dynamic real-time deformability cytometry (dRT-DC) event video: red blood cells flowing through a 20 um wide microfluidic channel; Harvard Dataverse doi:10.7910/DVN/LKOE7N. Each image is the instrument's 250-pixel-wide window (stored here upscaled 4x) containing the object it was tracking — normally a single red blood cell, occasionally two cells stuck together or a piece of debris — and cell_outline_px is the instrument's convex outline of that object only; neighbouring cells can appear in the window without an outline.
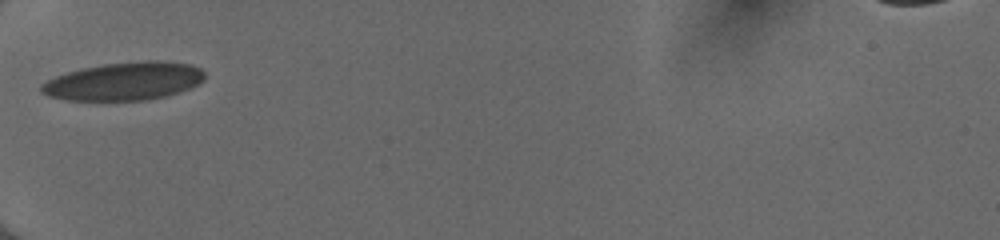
{"species": "human", "species_latin": "Homo sapiens", "temperature_condition": "cold", "stored_images_in_passage": 30, "camera_frame_rate_fps": 3000, "um_per_image_px": 0.085, "donor": {"sex": "female"}, "frame": {"image": 1, "passage_image": 1, "time_ms": 0.0, "image_size_px": [1000, 240], "cell_outline_px": [[204, 80], [188, 88], [164, 96], [144, 100], [68, 100], [48, 96], [40, 92], [40, 84], [56, 76], [80, 68], [104, 64], [140, 60], [164, 60], [192, 64], [200, 68], [204, 72]], "centroid_in_image_um": [10.53, 6.88], "position_along_channel_um": 74.5, "area_um2": 36.24}}
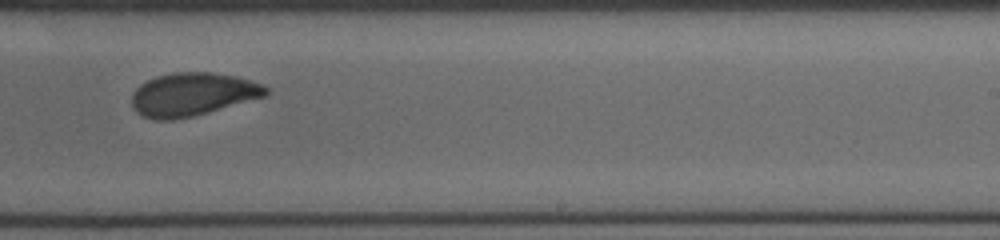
{"frame": {"image": 2, "passage_image": 16, "time_ms": 5.0, "image_size_px": [1000, 240], "cell_outline_px": [[268, 92], [264, 96], [192, 116], [172, 120], [156, 120], [144, 116], [136, 112], [132, 104], [132, 92], [140, 84], [156, 76], [172, 72], [212, 72], [236, 76], [264, 84], [268, 88]], "centroid_in_image_um": [16.34, 8.0], "position_along_channel_um": 272.7, "area_um2": 33.52}}
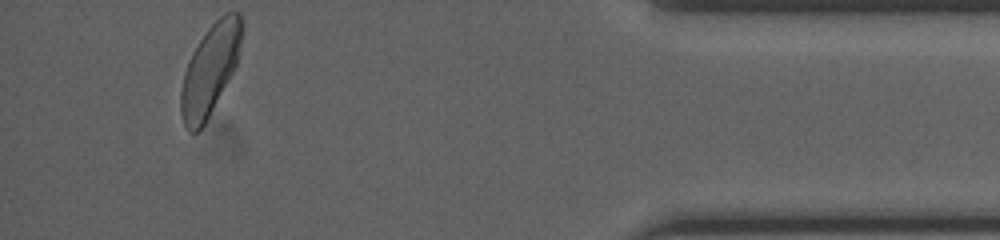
{"frame": {"image": 3, "passage_image": 30, "time_ms": 9.667, "image_size_px": [1000, 240], "cell_outline_px": [[244, 28], [236, 64], [232, 72], [204, 124], [196, 132], [188, 132], [184, 124], [180, 112], [180, 92], [184, 72], [192, 52], [208, 28], [224, 12], [240, 12], [244, 24]], "centroid_in_image_um": [17.85, 5.88], "position_along_channel_um": 417.3, "area_um2": 31.79}, "authors_computed_cell_mechanics": {"area_um2": 33.6396, "velocity_mm_per_s": 4.013, "shape_relaxation_time_tau1_ms": 4.7682, "shape_relaxation_time_tau2_ms": 1.4003, "deformation_change_tau1": 0.1377, "deformation_change_tau2": 0.0456}}